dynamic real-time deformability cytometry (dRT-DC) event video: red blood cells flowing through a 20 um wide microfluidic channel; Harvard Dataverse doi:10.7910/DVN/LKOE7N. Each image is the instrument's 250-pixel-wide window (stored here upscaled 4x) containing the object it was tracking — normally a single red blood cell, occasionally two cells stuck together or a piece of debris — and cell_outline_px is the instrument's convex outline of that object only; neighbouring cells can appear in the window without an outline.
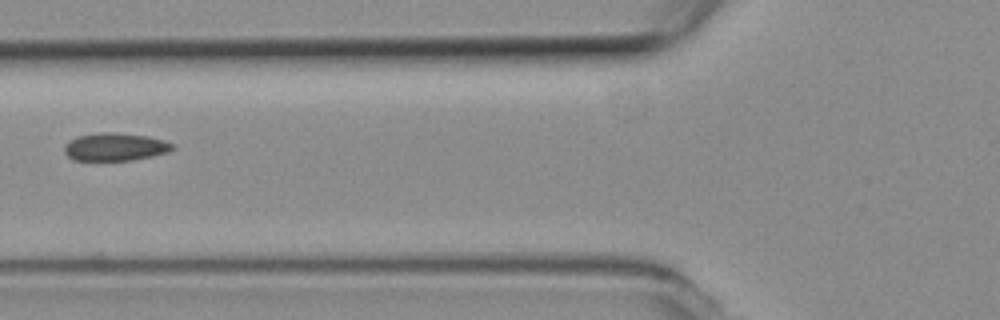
{"species": "common noctule bat (a hibernating species)", "species_latin": "Nyctalus noctula", "temperature_condition": "room temperature", "stored_images_in_passage": 7, "camera_frame_rate_fps": 3000, "um_per_image_px": 0.085, "animal": {"sex": "female", "body_mass_g": 19.3, "forearm_length_mm": 54.1}, "frame": {"image": 1, "passage_image": 7, "time_ms": 2.0, "image_size_px": [1000, 320], "cell_outline_px": [[176, 148], [168, 152], [152, 156], [132, 160], [76, 160], [68, 156], [64, 152], [64, 144], [68, 140], [80, 136], [100, 132], [112, 132], [148, 136], [164, 140], [172, 144]], "centroid_in_image_um": [9.79, 12.48], "position_along_channel_um": 116.0, "area_um2": 17.51}}